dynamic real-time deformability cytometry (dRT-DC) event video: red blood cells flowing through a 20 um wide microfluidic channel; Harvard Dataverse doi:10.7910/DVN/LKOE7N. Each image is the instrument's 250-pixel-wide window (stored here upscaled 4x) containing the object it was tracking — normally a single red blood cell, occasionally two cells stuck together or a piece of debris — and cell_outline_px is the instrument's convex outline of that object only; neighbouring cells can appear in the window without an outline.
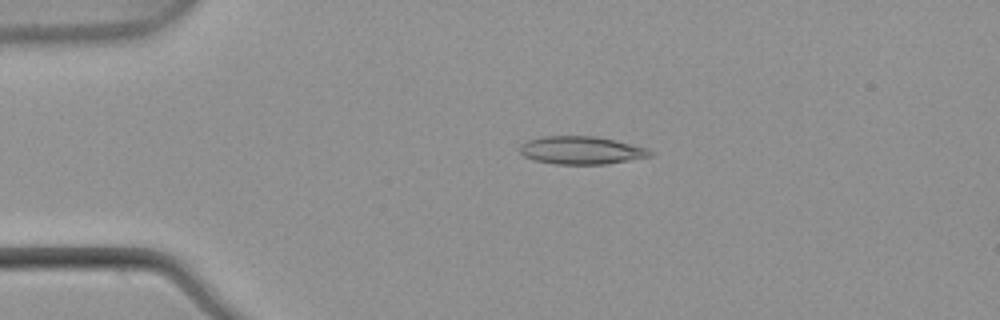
{"species": "common noctule bat (a hibernating species)", "species_latin": "Nyctalus noctula", "temperature_condition": "warm", "stored_images_in_passage": 5, "camera_frame_rate_fps": 3000, "um_per_image_px": 0.085, "animal": {"sex": "male", "body_mass_g": 21.5, "forearm_length_mm": 52.0}, "frame": {"image": 1, "passage_image": 3, "time_ms": 0.667, "image_size_px": [1000, 320], "cell_outline_px": [[656, 152], [652, 156], [604, 164], [556, 164], [532, 160], [524, 156], [520, 152], [520, 144], [528, 140], [544, 136], [596, 136], [616, 140], [648, 148]], "centroid_in_image_um": [49.43, 12.77], "position_along_channel_um": 35.6, "area_um2": 21.33}}